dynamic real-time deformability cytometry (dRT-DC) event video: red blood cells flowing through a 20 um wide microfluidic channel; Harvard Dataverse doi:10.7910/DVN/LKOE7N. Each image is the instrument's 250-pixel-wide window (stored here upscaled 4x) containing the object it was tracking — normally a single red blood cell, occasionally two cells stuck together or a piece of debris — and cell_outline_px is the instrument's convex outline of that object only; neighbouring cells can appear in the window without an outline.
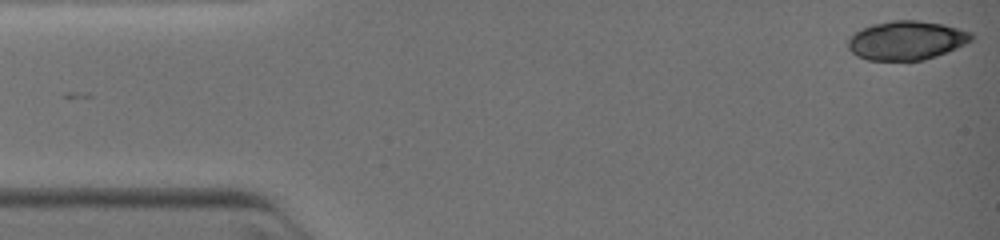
{"species": "common noctule bat (a hibernating species)", "species_latin": "Nyctalus noctula", "temperature_condition": "warm", "stored_images_in_passage": 8, "camera_frame_rate_fps": 3000, "um_per_image_px": 0.085, "animal": {"sex": "female", "body_mass_g": 19.0, "forearm_length_mm": 51.5}, "frame": {"image": 1, "passage_image": 1, "time_ms": 0.0, "image_size_px": [1000, 240], "cell_outline_px": [[972, 40], [956, 48], [936, 56], [924, 60], [868, 60], [856, 56], [848, 48], [848, 36], [872, 24], [892, 20], [916, 20], [944, 24], [972, 32]], "centroid_in_image_um": [77.03, 3.43], "position_along_channel_um": 8.0, "area_um2": 27.98}}
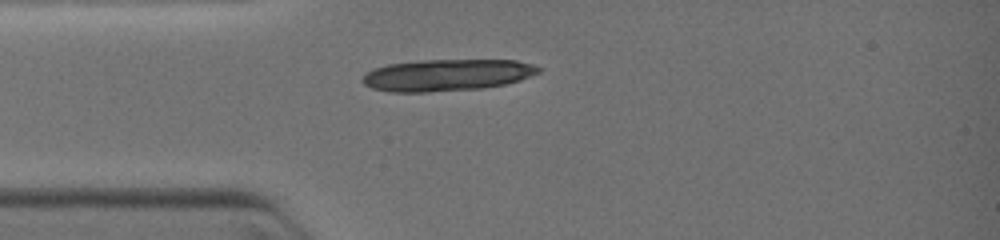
{"frame": {"image": 2, "passage_image": 5, "time_ms": 3.0, "image_size_px": [1000, 240], "cell_outline_px": [[540, 72], [520, 80], [504, 84], [484, 88], [428, 92], [388, 92], [372, 88], [364, 84], [360, 80], [372, 68], [388, 64], [424, 60], [516, 60], [532, 64], [540, 68]], "centroid_in_image_um": [37.96, 6.38], "position_along_channel_um": 47.0, "area_um2": 32.6}}